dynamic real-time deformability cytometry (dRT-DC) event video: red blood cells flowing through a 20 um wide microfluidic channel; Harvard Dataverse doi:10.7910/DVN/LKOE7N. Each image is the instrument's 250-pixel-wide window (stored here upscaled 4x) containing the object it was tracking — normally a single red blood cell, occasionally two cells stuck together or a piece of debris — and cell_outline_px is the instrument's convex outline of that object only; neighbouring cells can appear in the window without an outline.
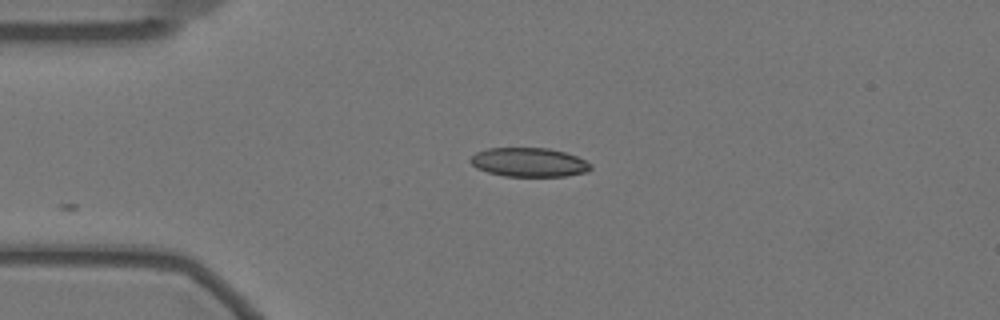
{"species": "Egyptian fruit bat (a non-hibernating species)", "species_latin": "Rousettus aegyptiacus", "temperature_condition": "warm", "stored_images_in_passage": 25, "camera_frame_rate_fps": 3000, "um_per_image_px": 0.085, "animal": {"sex": "female"}, "frame": {"image": 1, "passage_image": 1, "time_ms": 0.0, "image_size_px": [1000, 320], "cell_outline_px": [[592, 168], [588, 172], [564, 176], [504, 176], [488, 172], [476, 168], [468, 160], [476, 152], [488, 148], [548, 148], [564, 152], [576, 156], [592, 164]], "centroid_in_image_um": [44.96, 13.79], "position_along_channel_um": 40.0, "area_um2": 20.35}}
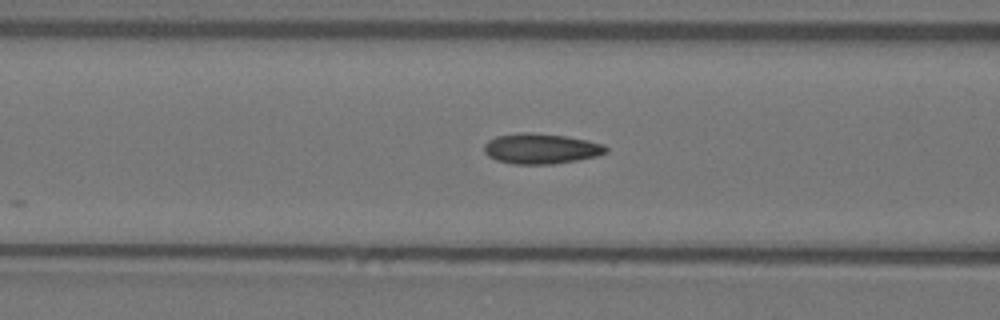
{"frame": {"image": 2, "passage_image": 10, "time_ms": 3.0, "image_size_px": [1000, 320], "cell_outline_px": [[608, 152], [596, 156], [576, 160], [552, 164], [512, 164], [496, 160], [488, 156], [484, 152], [484, 144], [488, 140], [496, 136], [524, 132], [532, 132], [564, 136], [588, 140], [604, 144], [608, 148]], "centroid_in_image_um": [45.97, 12.63], "position_along_channel_um": 120.6, "area_um2": 21.62}}
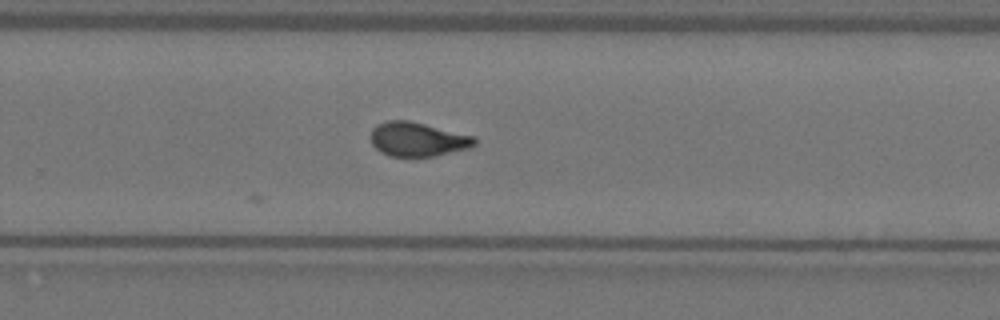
{"frame": {"image": 3, "passage_image": 25, "time_ms": 8.0, "image_size_px": [1000, 320], "cell_outline_px": [[476, 144], [468, 148], [436, 156], [388, 156], [380, 152], [372, 144], [372, 128], [376, 124], [388, 120], [408, 120], [476, 136]], "centroid_in_image_um": [35.5, 11.83], "position_along_channel_um": 294.3, "area_um2": 20.69}}